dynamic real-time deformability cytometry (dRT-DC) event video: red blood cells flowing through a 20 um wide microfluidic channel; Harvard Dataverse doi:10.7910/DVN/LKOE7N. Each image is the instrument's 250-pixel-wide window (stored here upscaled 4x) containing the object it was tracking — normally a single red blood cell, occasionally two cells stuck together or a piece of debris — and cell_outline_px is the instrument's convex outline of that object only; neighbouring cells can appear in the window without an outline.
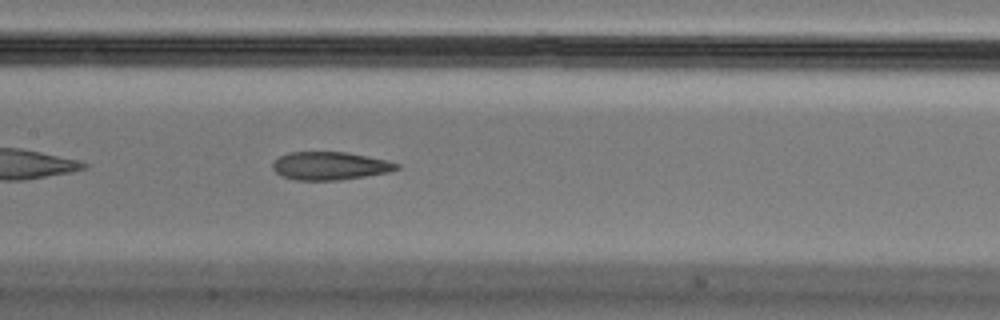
{"species": "Egyptian fruit bat (a non-hibernating species)", "species_latin": "Rousettus aegyptiacus", "temperature_condition": "cold", "stored_images_in_passage": 40, "segment_of_instrument_passage": [1, 2], "camera_frame_rate_fps": 3000, "um_per_image_px": 0.085, "animal": {"sex": "male"}, "frame": {"image": 1, "passage_image": 12, "time_ms": 3.667, "image_size_px": [1000, 320], "cell_outline_px": [[400, 168], [388, 172], [340, 180], [292, 180], [276, 172], [272, 168], [272, 164], [280, 156], [288, 152], [348, 152], [388, 160], [400, 164]], "centroid_in_image_um": [28.06, 14.09], "position_along_channel_um": 179.3, "area_um2": 20.29}}